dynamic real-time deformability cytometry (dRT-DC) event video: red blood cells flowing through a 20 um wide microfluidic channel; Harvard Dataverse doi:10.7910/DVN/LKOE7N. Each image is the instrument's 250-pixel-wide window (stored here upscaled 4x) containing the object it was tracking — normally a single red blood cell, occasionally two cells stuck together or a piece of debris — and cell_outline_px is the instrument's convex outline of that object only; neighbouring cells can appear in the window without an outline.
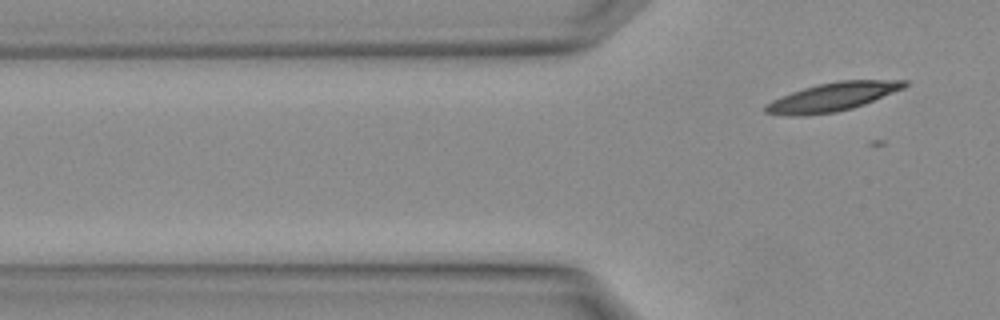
{"species": "Egyptian fruit bat (a non-hibernating species)", "species_latin": "Rousettus aegyptiacus", "temperature_condition": "warm", "stored_images_in_passage": 3, "camera_frame_rate_fps": 3000, "um_per_image_px": 0.085, "animal": {"sex": "female"}, "frame": {"image": 1, "passage_image": 3, "time_ms": 0.667, "image_size_px": [1000, 320], "cell_outline_px": [[908, 84], [904, 88], [864, 104], [852, 108], [836, 112], [796, 116], [788, 116], [764, 112], [764, 104], [772, 100], [792, 92], [804, 88], [820, 84], [840, 80], [908, 80]], "centroid_in_image_um": [70.75, 8.24], "position_along_channel_um": 55.0, "area_um2": 22.89}}